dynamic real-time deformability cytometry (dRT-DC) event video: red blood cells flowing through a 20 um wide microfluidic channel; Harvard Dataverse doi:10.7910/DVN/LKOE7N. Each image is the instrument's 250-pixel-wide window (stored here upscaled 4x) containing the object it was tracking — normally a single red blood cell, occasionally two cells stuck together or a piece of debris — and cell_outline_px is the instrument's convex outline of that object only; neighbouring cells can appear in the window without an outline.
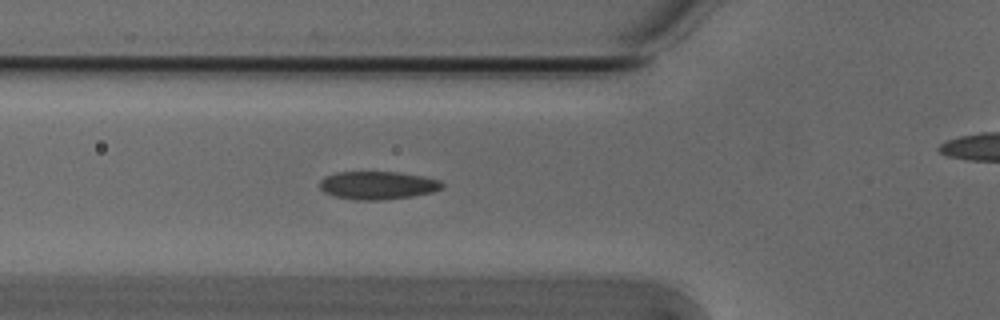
{"species": "Egyptian fruit bat (a non-hibernating species)", "species_latin": "Rousettus aegyptiacus", "temperature_condition": "cold", "stored_images_in_passage": 37, "camera_frame_rate_fps": 3000, "um_per_image_px": 0.085, "animal": {"sex": "male"}, "frame": {"image": 1, "passage_image": 12, "time_ms": 3.667, "image_size_px": [1000, 320], "cell_outline_px": [[444, 188], [432, 192], [412, 196], [384, 200], [356, 200], [336, 196], [324, 192], [320, 188], [320, 180], [324, 176], [336, 172], [400, 172], [424, 176], [440, 180], [444, 184]], "centroid_in_image_um": [32.13, 15.74], "position_along_channel_um": 93.7, "area_um2": 20.17}}
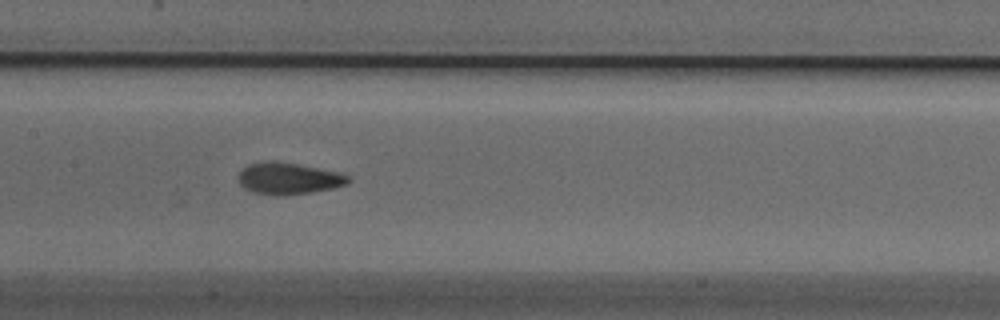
{"frame": {"image": 2, "passage_image": 19, "time_ms": 6.0, "image_size_px": [1000, 320], "cell_outline_px": [[352, 180], [348, 184], [332, 188], [312, 192], [288, 196], [276, 196], [256, 192], [244, 188], [240, 184], [240, 172], [248, 164], [264, 160], [276, 160], [336, 172], [348, 176]], "centroid_in_image_um": [24.52, 15.17], "position_along_channel_um": 182.9, "area_um2": 20.23}}
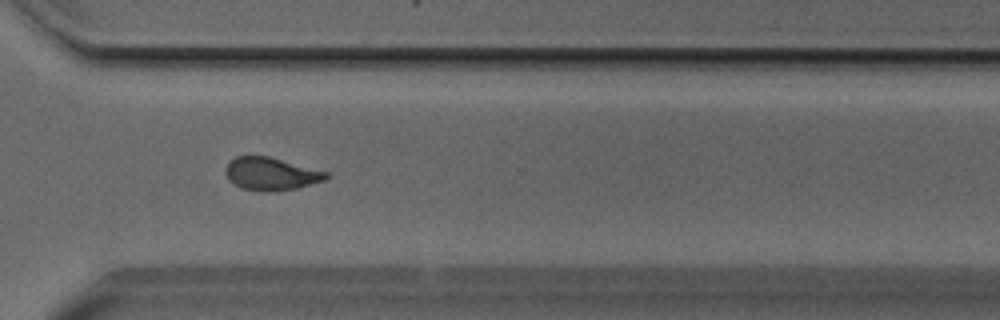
{"frame": {"image": 3, "passage_image": 32, "time_ms": 10.333, "image_size_px": [1000, 320], "cell_outline_px": [[328, 176], [324, 180], [296, 188], [268, 192], [264, 192], [240, 188], [228, 180], [224, 172], [224, 168], [236, 156], [268, 156], [328, 172]], "centroid_in_image_um": [22.99, 14.78], "position_along_channel_um": 347.6, "area_um2": 19.13}, "authors_computed_cell_mechanics": {"area_um2": 19.652, "velocity_mm_per_s": 3.8088, "shape_relaxation_time_tau1_ms": 3.7532, "shape_relaxation_time_tau2_ms": 1.5597, "deformation_change_tau1": 0.128, "deformation_change_tau2": 0.0499}}